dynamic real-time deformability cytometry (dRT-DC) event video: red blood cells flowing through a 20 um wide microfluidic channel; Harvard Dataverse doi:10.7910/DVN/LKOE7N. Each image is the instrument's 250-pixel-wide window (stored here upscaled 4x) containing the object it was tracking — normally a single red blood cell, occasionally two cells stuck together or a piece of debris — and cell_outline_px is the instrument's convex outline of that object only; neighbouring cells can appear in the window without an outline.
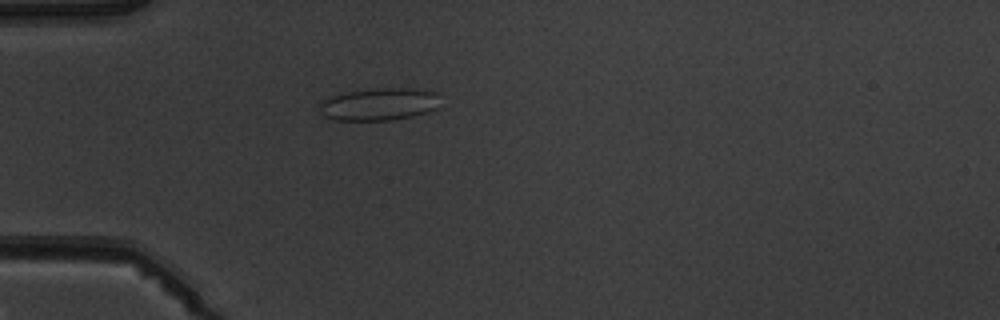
{"species": "common noctule bat (a hibernating species)", "species_latin": "Nyctalus noctula", "temperature_condition": "warm", "stored_images_in_passage": 2, "camera_frame_rate_fps": 3000, "um_per_image_px": 0.085, "animal": {"sex": "male", "body_mass_g": 19.5, "forearm_length_mm": 54.6}, "frame": {"image": 1, "passage_image": 2, "time_ms": 1.333, "image_size_px": [1000, 320], "cell_outline_px": [[440, 92], [436, 108], [412, 116], [392, 120], [336, 120], [324, 116], [320, 112], [320, 100], [328, 96], [348, 92], [380, 88], [408, 88]], "centroid_in_image_um": [32.19, 8.85], "position_along_channel_um": 52.8, "area_um2": 22.77}}